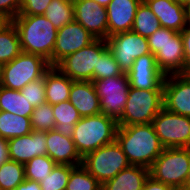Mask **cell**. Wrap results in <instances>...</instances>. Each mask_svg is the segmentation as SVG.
Instances as JSON below:
<instances>
[{"label": "cell", "mask_w": 190, "mask_h": 190, "mask_svg": "<svg viewBox=\"0 0 190 190\" xmlns=\"http://www.w3.org/2000/svg\"><path fill=\"white\" fill-rule=\"evenodd\" d=\"M32 132L30 117L0 111V137L6 140L30 134Z\"/></svg>", "instance_id": "obj_26"}, {"label": "cell", "mask_w": 190, "mask_h": 190, "mask_svg": "<svg viewBox=\"0 0 190 190\" xmlns=\"http://www.w3.org/2000/svg\"><path fill=\"white\" fill-rule=\"evenodd\" d=\"M164 107L163 90L129 88L126 106L119 126L148 124Z\"/></svg>", "instance_id": "obj_5"}, {"label": "cell", "mask_w": 190, "mask_h": 190, "mask_svg": "<svg viewBox=\"0 0 190 190\" xmlns=\"http://www.w3.org/2000/svg\"><path fill=\"white\" fill-rule=\"evenodd\" d=\"M93 1L96 2V3H98L101 6L105 7V8L111 2V0H93Z\"/></svg>", "instance_id": "obj_44"}, {"label": "cell", "mask_w": 190, "mask_h": 190, "mask_svg": "<svg viewBox=\"0 0 190 190\" xmlns=\"http://www.w3.org/2000/svg\"><path fill=\"white\" fill-rule=\"evenodd\" d=\"M13 190H42V189L38 182L25 179L22 183H20L17 186V188Z\"/></svg>", "instance_id": "obj_41"}, {"label": "cell", "mask_w": 190, "mask_h": 190, "mask_svg": "<svg viewBox=\"0 0 190 190\" xmlns=\"http://www.w3.org/2000/svg\"><path fill=\"white\" fill-rule=\"evenodd\" d=\"M116 141L131 165L148 169L164 150L152 123L119 126Z\"/></svg>", "instance_id": "obj_1"}, {"label": "cell", "mask_w": 190, "mask_h": 190, "mask_svg": "<svg viewBox=\"0 0 190 190\" xmlns=\"http://www.w3.org/2000/svg\"><path fill=\"white\" fill-rule=\"evenodd\" d=\"M67 1H70V2L74 3V2L77 1V0H67Z\"/></svg>", "instance_id": "obj_49"}, {"label": "cell", "mask_w": 190, "mask_h": 190, "mask_svg": "<svg viewBox=\"0 0 190 190\" xmlns=\"http://www.w3.org/2000/svg\"><path fill=\"white\" fill-rule=\"evenodd\" d=\"M160 28L161 25L159 19L152 12L149 6L142 1L135 14L132 31L148 38Z\"/></svg>", "instance_id": "obj_28"}, {"label": "cell", "mask_w": 190, "mask_h": 190, "mask_svg": "<svg viewBox=\"0 0 190 190\" xmlns=\"http://www.w3.org/2000/svg\"><path fill=\"white\" fill-rule=\"evenodd\" d=\"M76 166L56 164L52 172L43 178L40 187L42 190H65L71 171Z\"/></svg>", "instance_id": "obj_33"}, {"label": "cell", "mask_w": 190, "mask_h": 190, "mask_svg": "<svg viewBox=\"0 0 190 190\" xmlns=\"http://www.w3.org/2000/svg\"><path fill=\"white\" fill-rule=\"evenodd\" d=\"M189 170L190 148H164L149 168V176L173 188H180L185 187Z\"/></svg>", "instance_id": "obj_6"}, {"label": "cell", "mask_w": 190, "mask_h": 190, "mask_svg": "<svg viewBox=\"0 0 190 190\" xmlns=\"http://www.w3.org/2000/svg\"><path fill=\"white\" fill-rule=\"evenodd\" d=\"M100 99V113L119 120L126 106L130 83L126 73L93 81Z\"/></svg>", "instance_id": "obj_10"}, {"label": "cell", "mask_w": 190, "mask_h": 190, "mask_svg": "<svg viewBox=\"0 0 190 190\" xmlns=\"http://www.w3.org/2000/svg\"><path fill=\"white\" fill-rule=\"evenodd\" d=\"M101 187L97 179L80 165L71 171L65 190H101Z\"/></svg>", "instance_id": "obj_32"}, {"label": "cell", "mask_w": 190, "mask_h": 190, "mask_svg": "<svg viewBox=\"0 0 190 190\" xmlns=\"http://www.w3.org/2000/svg\"><path fill=\"white\" fill-rule=\"evenodd\" d=\"M9 159L7 140L0 137V165Z\"/></svg>", "instance_id": "obj_42"}, {"label": "cell", "mask_w": 190, "mask_h": 190, "mask_svg": "<svg viewBox=\"0 0 190 190\" xmlns=\"http://www.w3.org/2000/svg\"><path fill=\"white\" fill-rule=\"evenodd\" d=\"M174 190H189V189H187L185 187H180V188H174Z\"/></svg>", "instance_id": "obj_48"}, {"label": "cell", "mask_w": 190, "mask_h": 190, "mask_svg": "<svg viewBox=\"0 0 190 190\" xmlns=\"http://www.w3.org/2000/svg\"><path fill=\"white\" fill-rule=\"evenodd\" d=\"M143 0H111L106 7L108 16V37L131 31L138 6Z\"/></svg>", "instance_id": "obj_20"}, {"label": "cell", "mask_w": 190, "mask_h": 190, "mask_svg": "<svg viewBox=\"0 0 190 190\" xmlns=\"http://www.w3.org/2000/svg\"><path fill=\"white\" fill-rule=\"evenodd\" d=\"M152 125L164 148H190V117L163 107Z\"/></svg>", "instance_id": "obj_11"}, {"label": "cell", "mask_w": 190, "mask_h": 190, "mask_svg": "<svg viewBox=\"0 0 190 190\" xmlns=\"http://www.w3.org/2000/svg\"><path fill=\"white\" fill-rule=\"evenodd\" d=\"M30 121L32 130L44 132L53 130L55 128V117L52 105L44 103L34 107Z\"/></svg>", "instance_id": "obj_34"}, {"label": "cell", "mask_w": 190, "mask_h": 190, "mask_svg": "<svg viewBox=\"0 0 190 190\" xmlns=\"http://www.w3.org/2000/svg\"><path fill=\"white\" fill-rule=\"evenodd\" d=\"M130 87L145 90H163L165 74L158 68L155 56L146 54L135 59L126 73Z\"/></svg>", "instance_id": "obj_15"}, {"label": "cell", "mask_w": 190, "mask_h": 190, "mask_svg": "<svg viewBox=\"0 0 190 190\" xmlns=\"http://www.w3.org/2000/svg\"><path fill=\"white\" fill-rule=\"evenodd\" d=\"M20 92L33 107L46 103L44 77L30 82Z\"/></svg>", "instance_id": "obj_36"}, {"label": "cell", "mask_w": 190, "mask_h": 190, "mask_svg": "<svg viewBox=\"0 0 190 190\" xmlns=\"http://www.w3.org/2000/svg\"><path fill=\"white\" fill-rule=\"evenodd\" d=\"M3 68H4V64L0 63V86L3 80Z\"/></svg>", "instance_id": "obj_46"}, {"label": "cell", "mask_w": 190, "mask_h": 190, "mask_svg": "<svg viewBox=\"0 0 190 190\" xmlns=\"http://www.w3.org/2000/svg\"><path fill=\"white\" fill-rule=\"evenodd\" d=\"M17 29L22 52L42 56L52 67L57 29L44 15H17L11 21Z\"/></svg>", "instance_id": "obj_2"}, {"label": "cell", "mask_w": 190, "mask_h": 190, "mask_svg": "<svg viewBox=\"0 0 190 190\" xmlns=\"http://www.w3.org/2000/svg\"><path fill=\"white\" fill-rule=\"evenodd\" d=\"M51 68L42 56L21 52L11 62L4 64L1 86L21 91L30 82L44 77Z\"/></svg>", "instance_id": "obj_7"}, {"label": "cell", "mask_w": 190, "mask_h": 190, "mask_svg": "<svg viewBox=\"0 0 190 190\" xmlns=\"http://www.w3.org/2000/svg\"><path fill=\"white\" fill-rule=\"evenodd\" d=\"M185 188L190 190V170H189V175H188L187 181L185 183Z\"/></svg>", "instance_id": "obj_47"}, {"label": "cell", "mask_w": 190, "mask_h": 190, "mask_svg": "<svg viewBox=\"0 0 190 190\" xmlns=\"http://www.w3.org/2000/svg\"><path fill=\"white\" fill-rule=\"evenodd\" d=\"M149 50L158 68L167 76L185 74L181 33L161 27L148 37Z\"/></svg>", "instance_id": "obj_4"}, {"label": "cell", "mask_w": 190, "mask_h": 190, "mask_svg": "<svg viewBox=\"0 0 190 190\" xmlns=\"http://www.w3.org/2000/svg\"><path fill=\"white\" fill-rule=\"evenodd\" d=\"M108 48L105 39H95L88 46L62 59L55 67L73 81H94L100 55Z\"/></svg>", "instance_id": "obj_9"}, {"label": "cell", "mask_w": 190, "mask_h": 190, "mask_svg": "<svg viewBox=\"0 0 190 190\" xmlns=\"http://www.w3.org/2000/svg\"><path fill=\"white\" fill-rule=\"evenodd\" d=\"M149 177V169L144 166L130 165L106 181L101 190H142Z\"/></svg>", "instance_id": "obj_22"}, {"label": "cell", "mask_w": 190, "mask_h": 190, "mask_svg": "<svg viewBox=\"0 0 190 190\" xmlns=\"http://www.w3.org/2000/svg\"><path fill=\"white\" fill-rule=\"evenodd\" d=\"M175 1L182 4L186 8L190 7V0H175Z\"/></svg>", "instance_id": "obj_45"}, {"label": "cell", "mask_w": 190, "mask_h": 190, "mask_svg": "<svg viewBox=\"0 0 190 190\" xmlns=\"http://www.w3.org/2000/svg\"><path fill=\"white\" fill-rule=\"evenodd\" d=\"M180 33L183 41L186 74L190 73V20L187 26Z\"/></svg>", "instance_id": "obj_39"}, {"label": "cell", "mask_w": 190, "mask_h": 190, "mask_svg": "<svg viewBox=\"0 0 190 190\" xmlns=\"http://www.w3.org/2000/svg\"><path fill=\"white\" fill-rule=\"evenodd\" d=\"M47 155L60 165H82L83 158L76 149L72 138L64 136L55 129L46 132Z\"/></svg>", "instance_id": "obj_19"}, {"label": "cell", "mask_w": 190, "mask_h": 190, "mask_svg": "<svg viewBox=\"0 0 190 190\" xmlns=\"http://www.w3.org/2000/svg\"><path fill=\"white\" fill-rule=\"evenodd\" d=\"M34 107L20 91L0 86V111L17 116L31 117Z\"/></svg>", "instance_id": "obj_24"}, {"label": "cell", "mask_w": 190, "mask_h": 190, "mask_svg": "<svg viewBox=\"0 0 190 190\" xmlns=\"http://www.w3.org/2000/svg\"><path fill=\"white\" fill-rule=\"evenodd\" d=\"M73 7L76 22L96 39L108 38V16L105 7L93 0H77L73 3Z\"/></svg>", "instance_id": "obj_16"}, {"label": "cell", "mask_w": 190, "mask_h": 190, "mask_svg": "<svg viewBox=\"0 0 190 190\" xmlns=\"http://www.w3.org/2000/svg\"><path fill=\"white\" fill-rule=\"evenodd\" d=\"M56 163L48 156H37L24 164L25 179L40 183L52 172Z\"/></svg>", "instance_id": "obj_31"}, {"label": "cell", "mask_w": 190, "mask_h": 190, "mask_svg": "<svg viewBox=\"0 0 190 190\" xmlns=\"http://www.w3.org/2000/svg\"><path fill=\"white\" fill-rule=\"evenodd\" d=\"M24 180V164L8 159L0 165V190H13Z\"/></svg>", "instance_id": "obj_30"}, {"label": "cell", "mask_w": 190, "mask_h": 190, "mask_svg": "<svg viewBox=\"0 0 190 190\" xmlns=\"http://www.w3.org/2000/svg\"><path fill=\"white\" fill-rule=\"evenodd\" d=\"M9 159L21 164L37 156L47 155L46 132L32 130L30 134L7 140Z\"/></svg>", "instance_id": "obj_17"}, {"label": "cell", "mask_w": 190, "mask_h": 190, "mask_svg": "<svg viewBox=\"0 0 190 190\" xmlns=\"http://www.w3.org/2000/svg\"><path fill=\"white\" fill-rule=\"evenodd\" d=\"M96 38L75 20L64 25L57 31L52 54V67L62 59L88 46Z\"/></svg>", "instance_id": "obj_13"}, {"label": "cell", "mask_w": 190, "mask_h": 190, "mask_svg": "<svg viewBox=\"0 0 190 190\" xmlns=\"http://www.w3.org/2000/svg\"><path fill=\"white\" fill-rule=\"evenodd\" d=\"M82 165L103 185L131 164L121 146L114 141L87 154L83 158Z\"/></svg>", "instance_id": "obj_8"}, {"label": "cell", "mask_w": 190, "mask_h": 190, "mask_svg": "<svg viewBox=\"0 0 190 190\" xmlns=\"http://www.w3.org/2000/svg\"><path fill=\"white\" fill-rule=\"evenodd\" d=\"M10 21L0 13V30Z\"/></svg>", "instance_id": "obj_43"}, {"label": "cell", "mask_w": 190, "mask_h": 190, "mask_svg": "<svg viewBox=\"0 0 190 190\" xmlns=\"http://www.w3.org/2000/svg\"><path fill=\"white\" fill-rule=\"evenodd\" d=\"M163 99L165 109L190 117V73L165 76Z\"/></svg>", "instance_id": "obj_14"}, {"label": "cell", "mask_w": 190, "mask_h": 190, "mask_svg": "<svg viewBox=\"0 0 190 190\" xmlns=\"http://www.w3.org/2000/svg\"><path fill=\"white\" fill-rule=\"evenodd\" d=\"M73 80L51 67L44 75L45 99L51 105L69 100Z\"/></svg>", "instance_id": "obj_23"}, {"label": "cell", "mask_w": 190, "mask_h": 190, "mask_svg": "<svg viewBox=\"0 0 190 190\" xmlns=\"http://www.w3.org/2000/svg\"><path fill=\"white\" fill-rule=\"evenodd\" d=\"M52 109L55 117L54 129L64 136L72 138L74 126L81 119L79 112L69 101L54 104Z\"/></svg>", "instance_id": "obj_25"}, {"label": "cell", "mask_w": 190, "mask_h": 190, "mask_svg": "<svg viewBox=\"0 0 190 190\" xmlns=\"http://www.w3.org/2000/svg\"><path fill=\"white\" fill-rule=\"evenodd\" d=\"M106 43L124 73L131 69L135 59L151 53L148 38L132 30L114 34L106 39Z\"/></svg>", "instance_id": "obj_12"}, {"label": "cell", "mask_w": 190, "mask_h": 190, "mask_svg": "<svg viewBox=\"0 0 190 190\" xmlns=\"http://www.w3.org/2000/svg\"><path fill=\"white\" fill-rule=\"evenodd\" d=\"M118 121L102 113L81 117L74 126L72 139L80 156L116 141Z\"/></svg>", "instance_id": "obj_3"}, {"label": "cell", "mask_w": 190, "mask_h": 190, "mask_svg": "<svg viewBox=\"0 0 190 190\" xmlns=\"http://www.w3.org/2000/svg\"><path fill=\"white\" fill-rule=\"evenodd\" d=\"M159 19L160 25L181 32L189 22L188 8L175 0H143Z\"/></svg>", "instance_id": "obj_18"}, {"label": "cell", "mask_w": 190, "mask_h": 190, "mask_svg": "<svg viewBox=\"0 0 190 190\" xmlns=\"http://www.w3.org/2000/svg\"><path fill=\"white\" fill-rule=\"evenodd\" d=\"M188 12H189V20H190V7L188 8Z\"/></svg>", "instance_id": "obj_50"}, {"label": "cell", "mask_w": 190, "mask_h": 190, "mask_svg": "<svg viewBox=\"0 0 190 190\" xmlns=\"http://www.w3.org/2000/svg\"><path fill=\"white\" fill-rule=\"evenodd\" d=\"M52 0H21L19 15H44Z\"/></svg>", "instance_id": "obj_37"}, {"label": "cell", "mask_w": 190, "mask_h": 190, "mask_svg": "<svg viewBox=\"0 0 190 190\" xmlns=\"http://www.w3.org/2000/svg\"><path fill=\"white\" fill-rule=\"evenodd\" d=\"M44 16L49 19L58 30L74 21L73 3L67 0H52L47 6Z\"/></svg>", "instance_id": "obj_29"}, {"label": "cell", "mask_w": 190, "mask_h": 190, "mask_svg": "<svg viewBox=\"0 0 190 190\" xmlns=\"http://www.w3.org/2000/svg\"><path fill=\"white\" fill-rule=\"evenodd\" d=\"M122 73L119 64L107 48L98 59L97 69H94V80L119 76Z\"/></svg>", "instance_id": "obj_35"}, {"label": "cell", "mask_w": 190, "mask_h": 190, "mask_svg": "<svg viewBox=\"0 0 190 190\" xmlns=\"http://www.w3.org/2000/svg\"><path fill=\"white\" fill-rule=\"evenodd\" d=\"M21 8V0H0V13L9 21H12Z\"/></svg>", "instance_id": "obj_38"}, {"label": "cell", "mask_w": 190, "mask_h": 190, "mask_svg": "<svg viewBox=\"0 0 190 190\" xmlns=\"http://www.w3.org/2000/svg\"><path fill=\"white\" fill-rule=\"evenodd\" d=\"M142 190H174L171 185L154 180L149 176L143 185Z\"/></svg>", "instance_id": "obj_40"}, {"label": "cell", "mask_w": 190, "mask_h": 190, "mask_svg": "<svg viewBox=\"0 0 190 190\" xmlns=\"http://www.w3.org/2000/svg\"><path fill=\"white\" fill-rule=\"evenodd\" d=\"M22 52L17 29L10 21L0 30V63L11 62Z\"/></svg>", "instance_id": "obj_27"}, {"label": "cell", "mask_w": 190, "mask_h": 190, "mask_svg": "<svg viewBox=\"0 0 190 190\" xmlns=\"http://www.w3.org/2000/svg\"><path fill=\"white\" fill-rule=\"evenodd\" d=\"M68 101L81 117L100 113V99L92 81H73Z\"/></svg>", "instance_id": "obj_21"}]
</instances>
